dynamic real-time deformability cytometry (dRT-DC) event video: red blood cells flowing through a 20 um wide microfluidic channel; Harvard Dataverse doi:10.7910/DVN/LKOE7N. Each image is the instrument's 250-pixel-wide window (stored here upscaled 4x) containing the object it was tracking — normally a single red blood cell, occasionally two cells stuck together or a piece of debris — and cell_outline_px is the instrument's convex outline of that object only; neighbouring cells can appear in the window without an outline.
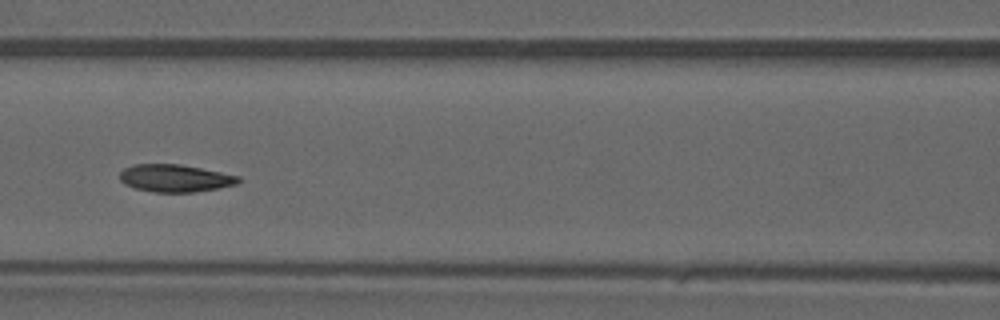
{"species": "common noctule bat (a hibernating species)", "species_latin": "Nyctalus noctula", "temperature_condition": "warm", "stored_images_in_passage": 44, "camera_frame_rate_fps": 3000, "um_per_image_px": 0.085, "animal": {"sex": "male", "forearm_length_mm": 52.5}, "frame": {"image": 1, "passage_image": 19, "time_ms": 6.0, "image_size_px": [1000, 320], "cell_outline_px": [[240, 180], [236, 184], [196, 192], [156, 192], [136, 188], [124, 184], [120, 180], [120, 172], [124, 168], [136, 164], [180, 164], [240, 176]], "centroid_in_image_um": [14.86, 15.14], "position_along_channel_um": 151.7, "area_um2": 18.79}}